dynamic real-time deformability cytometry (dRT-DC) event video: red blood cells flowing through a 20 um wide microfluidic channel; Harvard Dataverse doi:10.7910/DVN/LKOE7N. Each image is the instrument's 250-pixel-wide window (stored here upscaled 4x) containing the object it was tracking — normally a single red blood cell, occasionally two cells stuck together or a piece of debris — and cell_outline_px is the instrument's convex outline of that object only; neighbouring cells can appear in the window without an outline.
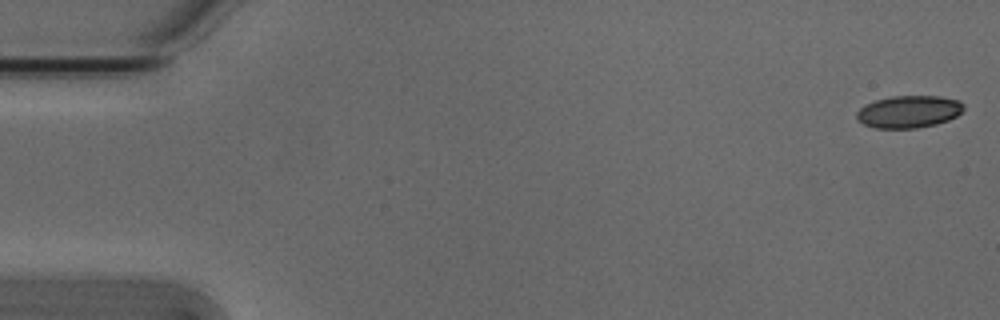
{"species": "Egyptian fruit bat (a non-hibernating species)", "species_latin": "Rousettus aegyptiacus", "temperature_condition": "cold", "stored_images_in_passage": 11, "camera_frame_rate_fps": 3000, "um_per_image_px": 0.085, "animal": {"sex": "male"}, "frame": {"image": 1, "passage_image": 1, "time_ms": 0.0, "image_size_px": [1000, 320], "cell_outline_px": [[964, 108], [956, 116], [948, 120], [936, 124], [916, 128], [876, 128], [864, 124], [856, 116], [856, 112], [864, 104], [876, 100], [892, 96], [940, 96], [960, 100], [964, 104]], "centroid_in_image_um": [77.26, 9.48], "position_along_channel_um": 7.7, "area_um2": 20.11}}